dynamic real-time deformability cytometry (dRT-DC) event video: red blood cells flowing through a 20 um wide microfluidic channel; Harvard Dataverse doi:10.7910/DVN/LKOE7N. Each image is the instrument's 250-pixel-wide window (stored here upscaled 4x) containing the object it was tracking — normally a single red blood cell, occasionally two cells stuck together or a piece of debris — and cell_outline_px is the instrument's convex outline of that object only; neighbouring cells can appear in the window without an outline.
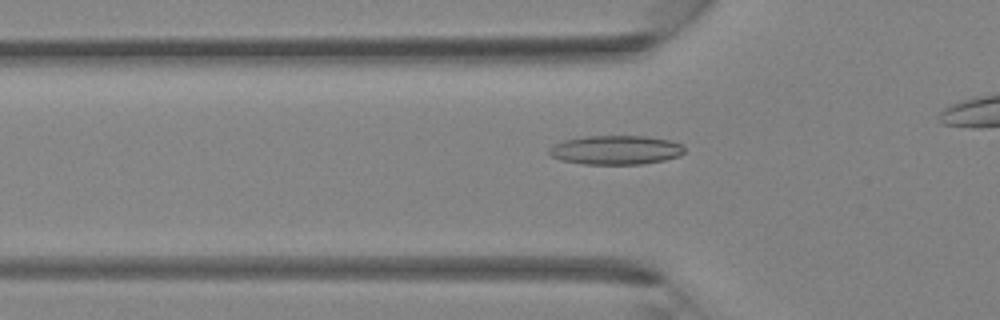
{"species": "Egyptian fruit bat (a non-hibernating species)", "species_latin": "Rousettus aegyptiacus", "temperature_condition": "room temperature", "stored_images_in_passage": 32, "camera_frame_rate_fps": 3000, "um_per_image_px": 0.085, "animal": {"sex": "female"}, "frame": {"image": 1, "passage_image": 13, "time_ms": 4.0, "image_size_px": [1000, 320], "cell_outline_px": [[684, 152], [680, 156], [664, 160], [640, 164], [584, 164], [560, 160], [552, 156], [548, 152], [548, 148], [564, 140], [584, 136], [648, 136], [668, 140], [684, 144]], "centroid_in_image_um": [52.36, 12.74], "position_along_channel_um": 73.4, "area_um2": 23.0}}
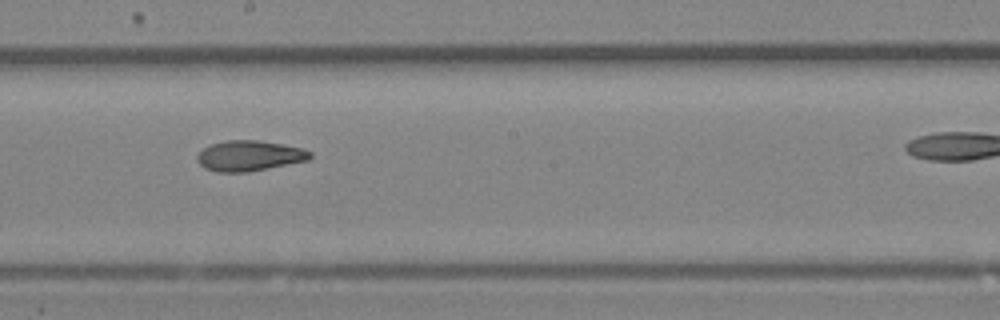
{"frame": {"image": 2, "passage_image": 22, "time_ms": 7.0, "image_size_px": [1000, 320], "cell_outline_px": [[312, 156], [308, 160], [248, 172], [216, 172], [204, 168], [196, 160], [196, 156], [208, 144], [224, 140], [256, 140], [284, 144], [300, 148], [312, 152]], "centroid_in_image_um": [21.15, 13.23], "position_along_channel_um": 227.0, "area_um2": 20.11}}
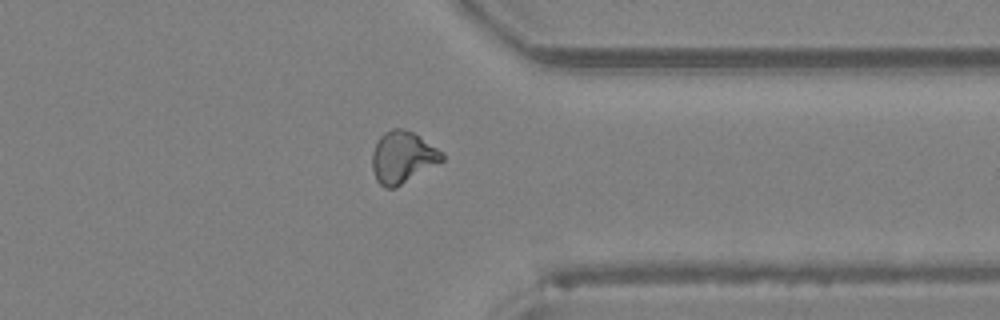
{"frame": {"image": 3, "passage_image": 31, "time_ms": 10.0, "image_size_px": [1000, 320], "cell_outline_px": [[444, 160], [396, 188], [384, 188], [376, 180], [372, 168], [372, 152], [380, 136], [384, 132], [392, 128], [404, 128], [412, 132], [444, 152]], "centroid_in_image_um": [34.21, 13.37], "position_along_channel_um": 377.2, "area_um2": 21.15}}